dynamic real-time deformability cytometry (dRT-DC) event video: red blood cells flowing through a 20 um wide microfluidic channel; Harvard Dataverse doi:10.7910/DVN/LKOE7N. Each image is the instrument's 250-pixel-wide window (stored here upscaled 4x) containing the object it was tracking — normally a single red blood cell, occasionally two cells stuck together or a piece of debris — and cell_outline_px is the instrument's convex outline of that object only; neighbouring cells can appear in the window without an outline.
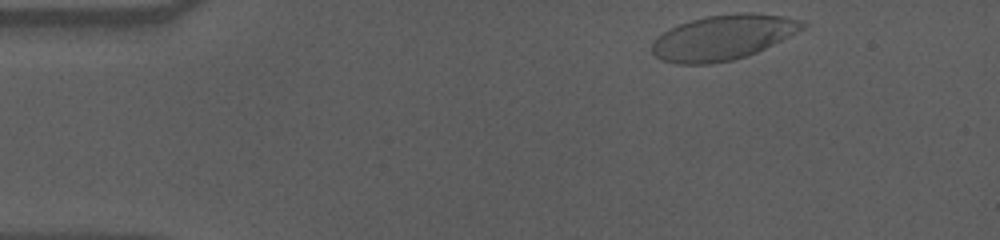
{"species": "human", "species_latin": "Homo sapiens", "temperature_condition": "cold", "stored_images_in_passage": 51, "camera_frame_rate_fps": 3000, "um_per_image_px": 0.085, "donor": {"sex": "male"}, "frame": {"image": 1, "passage_image": 1, "time_ms": 0.0, "image_size_px": [1000, 240], "cell_outline_px": [[808, 24], [804, 28], [756, 52], [732, 60], [712, 64], [676, 64], [660, 60], [652, 52], [652, 40], [656, 36], [668, 28], [692, 20], [708, 16], [736, 12], [752, 12], [784, 16], [804, 20]], "centroid_in_image_um": [61.42, 3.17], "position_along_channel_um": 23.6, "area_um2": 39.54}}
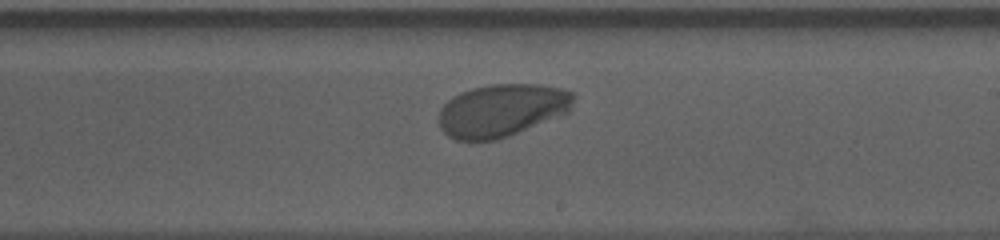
{"frame": {"image": 2, "passage_image": 27, "time_ms": 8.667, "image_size_px": [1000, 240], "cell_outline_px": [[572, 100], [568, 112], [508, 136], [496, 140], [472, 144], [456, 140], [448, 136], [440, 128], [436, 120], [436, 116], [440, 108], [452, 96], [460, 92], [472, 88], [492, 84], [540, 84], [564, 88], [572, 92]], "centroid_in_image_um": [42.55, 9.4], "position_along_channel_um": 246.5, "area_um2": 42.02}}
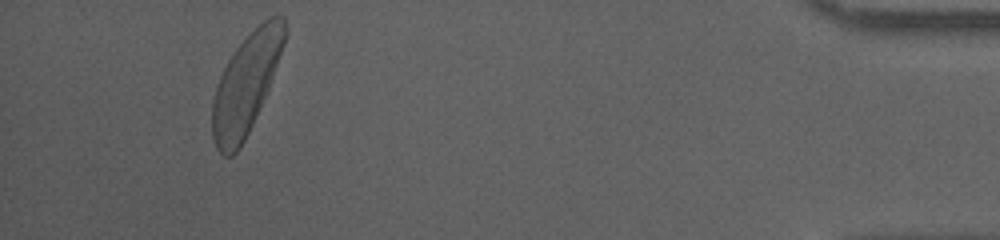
{"frame": {"image": 3, "passage_image": 47, "time_ms": 15.333, "image_size_px": [1000, 240], "cell_outline_px": [[288, 32], [284, 44], [268, 88], [252, 124], [240, 148], [232, 156], [224, 156], [216, 148], [212, 136], [212, 100], [216, 84], [228, 60], [236, 48], [268, 16], [284, 16]], "centroid_in_image_um": [20.9, 7.14], "position_along_channel_um": 414.3, "area_um2": 41.5}, "authors_computed_cell_mechanics": {"area_um2": 41.5004, "velocity_mm_per_s": 3.4963, "shape_relaxation_time_tau1_ms": 4.3186, "shape_relaxation_time_tau2_ms": null, "deformation_change_tau1": 0.1791, "deformation_change_tau2": null}}